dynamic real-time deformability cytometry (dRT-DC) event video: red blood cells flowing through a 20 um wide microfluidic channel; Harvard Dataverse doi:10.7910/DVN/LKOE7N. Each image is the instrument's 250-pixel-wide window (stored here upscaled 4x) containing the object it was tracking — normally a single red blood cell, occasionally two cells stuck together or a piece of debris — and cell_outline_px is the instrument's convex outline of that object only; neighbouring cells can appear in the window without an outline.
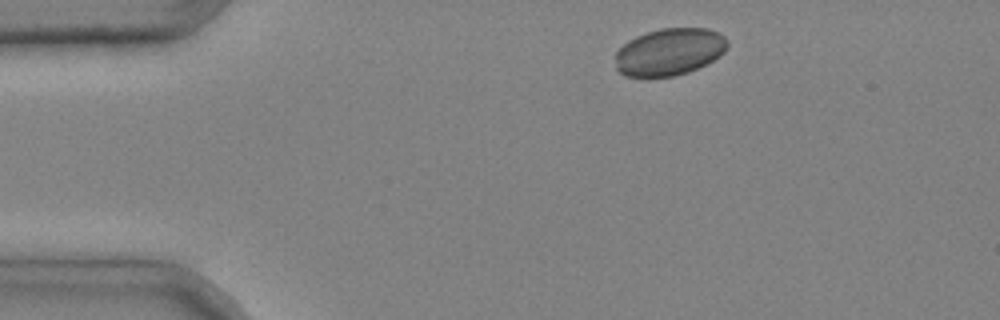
{"species": "common noctule bat (a hibernating species)", "species_latin": "Nyctalus noctula", "temperature_condition": "cold", "stored_images_in_passage": 4, "camera_frame_rate_fps": 3000, "um_per_image_px": 0.085, "animal": {"sex": "male", "body_mass_g": 20.4}, "frame": {"image": 1, "passage_image": 1, "time_ms": 0.0, "image_size_px": [1000, 320], "cell_outline_px": [[728, 44], [724, 52], [720, 56], [688, 72], [676, 76], [624, 76], [616, 68], [616, 52], [628, 40], [636, 36], [660, 28], [708, 28], [720, 32], [728, 40]], "centroid_in_image_um": [56.91, 4.39], "position_along_channel_um": 28.1, "area_um2": 30.75}}
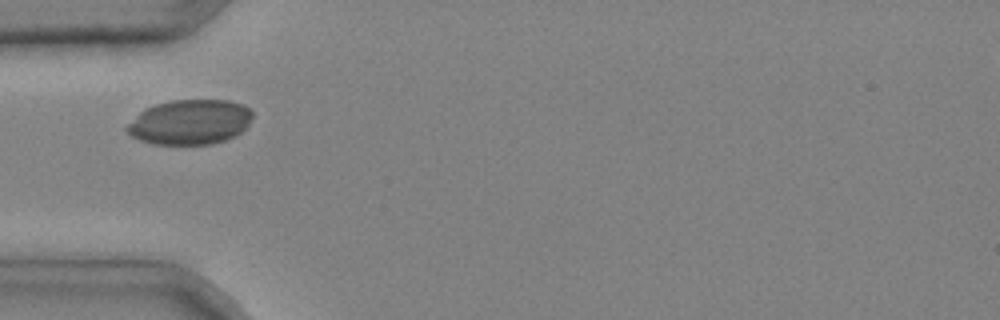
{"frame": {"image": 2, "passage_image": 3, "time_ms": 0.667, "image_size_px": [1000, 320], "cell_outline_px": [[252, 116], [248, 124], [240, 132], [224, 140], [212, 144], [152, 144], [140, 140], [132, 136], [124, 128], [144, 108], [156, 104], [172, 100], [228, 100], [244, 104], [252, 112]], "centroid_in_image_um": [16.13, 10.37], "position_along_channel_um": 68.9, "area_um2": 32.71}}